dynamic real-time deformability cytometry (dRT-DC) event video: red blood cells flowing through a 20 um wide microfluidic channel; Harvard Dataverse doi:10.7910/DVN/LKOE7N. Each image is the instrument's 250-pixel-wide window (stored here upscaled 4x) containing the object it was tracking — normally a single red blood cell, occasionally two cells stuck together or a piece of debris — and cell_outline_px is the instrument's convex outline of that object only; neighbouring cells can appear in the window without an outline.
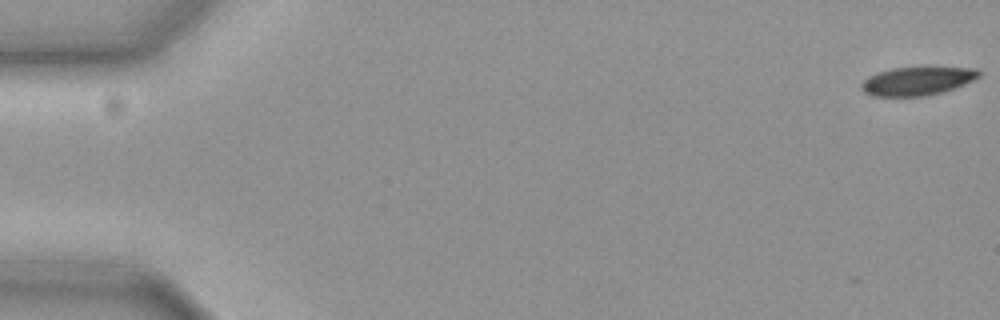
{"species": "common noctule bat (a hibernating species)", "species_latin": "Nyctalus noctula", "temperature_condition": "cold", "stored_images_in_passage": 9, "camera_frame_rate_fps": 3000, "um_per_image_px": 0.085, "animal": {"sex": "female", "body_mass_g": 19.3, "forearm_length_mm": 54.1}, "frame": {"image": 1, "passage_image": 1, "time_ms": 0.0, "image_size_px": [1000, 320], "cell_outline_px": [[980, 76], [964, 84], [940, 92], [924, 96], [872, 96], [864, 92], [860, 88], [860, 84], [868, 76], [892, 68], [928, 64], [976, 68], [980, 72]], "centroid_in_image_um": [77.99, 6.82], "position_along_channel_um": 7.0, "area_um2": 20.29}}